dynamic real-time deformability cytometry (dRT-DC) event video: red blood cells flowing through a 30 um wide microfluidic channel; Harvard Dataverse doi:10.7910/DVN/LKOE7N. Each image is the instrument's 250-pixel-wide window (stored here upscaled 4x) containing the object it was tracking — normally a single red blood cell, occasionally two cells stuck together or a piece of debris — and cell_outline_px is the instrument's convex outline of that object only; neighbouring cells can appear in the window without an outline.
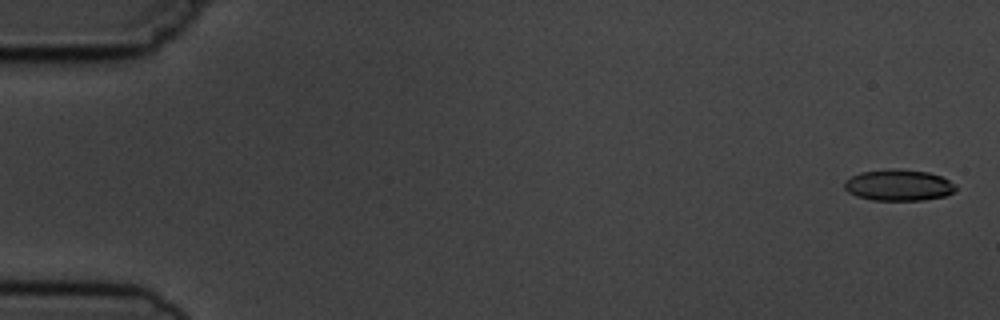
{"species": "common noctule bat (a hibernating species)", "species_latin": "Nyctalus noctula", "temperature_condition": "cold", "stored_images_in_passage": 7, "camera_frame_rate_fps": 3000, "um_per_image_px": 0.085, "animal": {"sex": "male", "body_mass_g": 19.5, "forearm_length_mm": 54.6}, "frame": {"image": 1, "passage_image": 1, "time_ms": 0.0, "image_size_px": [1000, 320], "cell_outline_px": [[956, 192], [944, 196], [924, 200], [872, 200], [856, 196], [848, 192], [844, 188], [844, 180], [860, 172], [900, 168], [928, 172], [940, 176], [956, 184]], "centroid_in_image_um": [76.38, 15.74], "position_along_channel_um": 8.6, "area_um2": 20.4}}
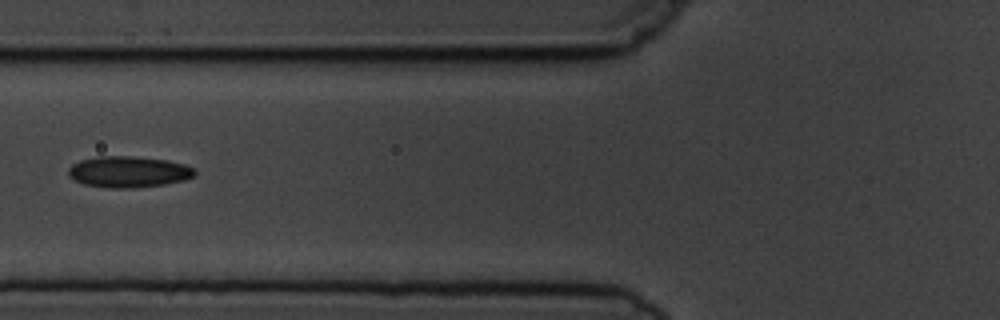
{"frame": {"image": 2, "passage_image": 6, "time_ms": 6.667, "image_size_px": [1000, 320], "cell_outline_px": [[196, 172], [192, 176], [184, 180], [164, 184], [132, 188], [112, 188], [84, 184], [68, 176], [68, 168], [72, 164], [80, 160], [100, 156], [132, 156], [164, 160], [184, 164], [192, 168]], "centroid_in_image_um": [10.88, 14.6], "position_along_channel_um": 114.9, "area_um2": 22.72}}
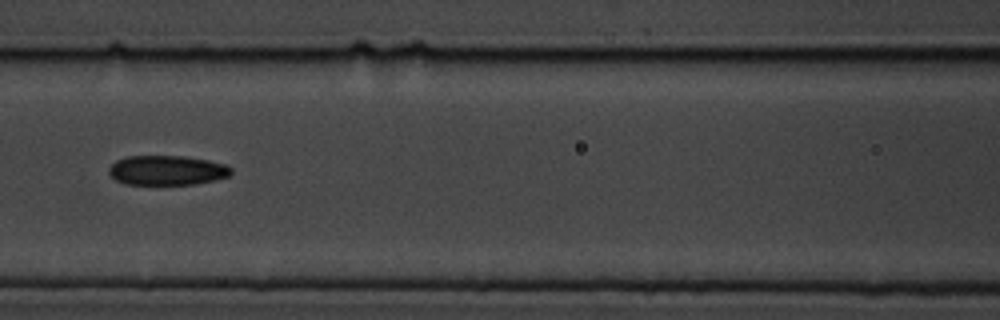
{"frame": {"image": 3, "passage_image": 7, "time_ms": 7.667, "image_size_px": [1000, 320], "cell_outline_px": [[232, 172], [228, 176], [216, 180], [192, 184], [124, 184], [116, 180], [108, 172], [108, 168], [116, 160], [128, 156], [184, 156], [208, 160], [228, 164], [232, 168]], "centroid_in_image_um": [14.21, 14.47], "position_along_channel_um": 152.4, "area_um2": 21.21}}